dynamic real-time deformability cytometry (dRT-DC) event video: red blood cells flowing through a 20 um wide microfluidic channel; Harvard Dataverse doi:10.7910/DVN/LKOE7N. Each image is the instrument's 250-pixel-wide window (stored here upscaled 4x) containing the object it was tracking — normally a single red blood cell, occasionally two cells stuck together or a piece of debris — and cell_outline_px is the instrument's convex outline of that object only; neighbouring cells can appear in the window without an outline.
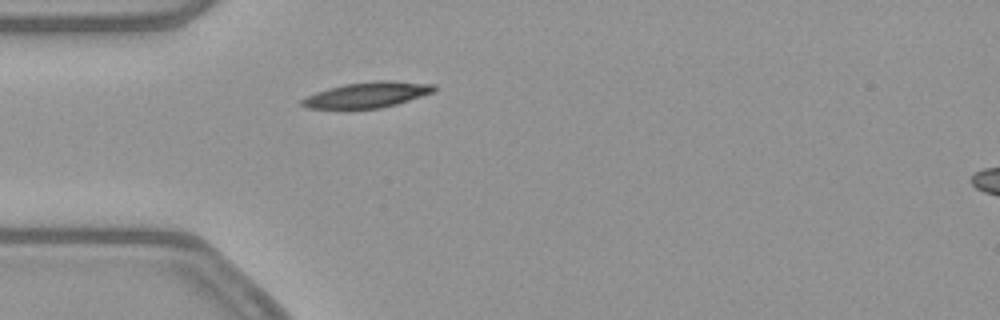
{"species": "common noctule bat (a hibernating species)", "species_latin": "Nyctalus noctula", "temperature_condition": "warm", "stored_images_in_passage": 41, "camera_frame_rate_fps": 3000, "um_per_image_px": 0.085, "animal": {"sex": "female", "body_mass_g": 21.9}, "frame": {"image": 1, "passage_image": 3, "time_ms": 0.667, "image_size_px": [1000, 320], "cell_outline_px": [[436, 88], [432, 92], [396, 104], [380, 108], [344, 112], [304, 108], [300, 104], [300, 100], [316, 92], [328, 88], [344, 84], [372, 80], [396, 80], [436, 84]], "centroid_in_image_um": [31.1, 8.1], "position_along_channel_um": 53.9, "area_um2": 20.81}}
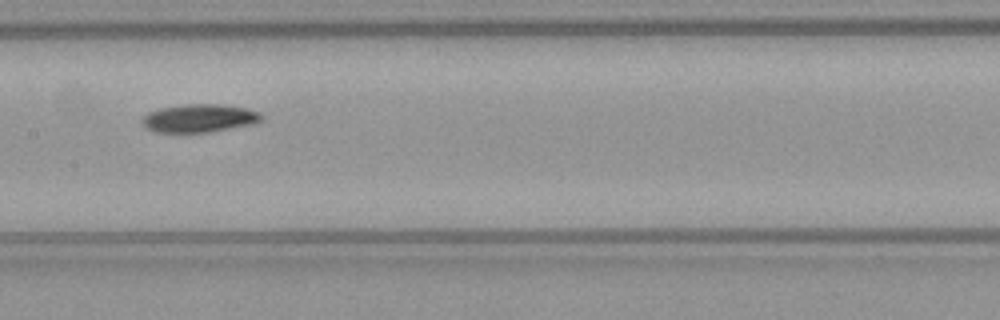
{"frame": {"image": 2, "passage_image": 14, "time_ms": 4.333, "image_size_px": [1000, 320], "cell_outline_px": [[264, 116], [260, 120], [252, 124], [208, 132], [156, 132], [144, 128], [140, 120], [148, 112], [160, 108], [188, 104], [216, 104], [248, 108], [260, 112]], "centroid_in_image_um": [16.91, 10.05], "position_along_channel_um": 190.5, "area_um2": 19.54}}
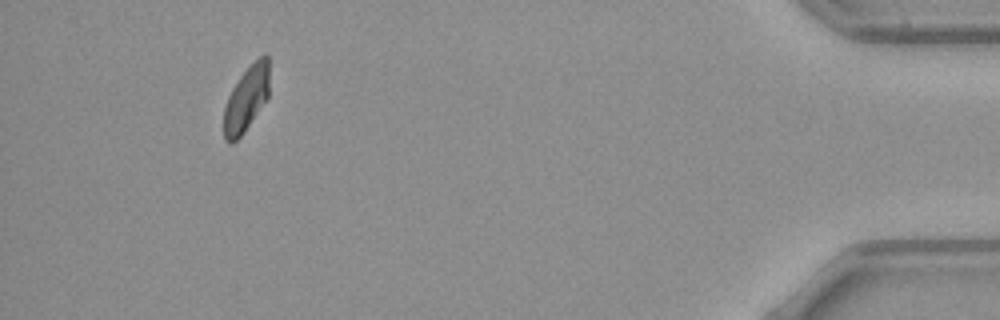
{"frame": {"image": 3, "passage_image": 37, "time_ms": 12.0, "image_size_px": [1000, 320], "cell_outline_px": [[268, 96], [244, 132], [232, 144], [228, 144], [224, 140], [224, 108], [228, 96], [232, 88], [240, 76], [264, 52], [268, 56]], "centroid_in_image_um": [20.91, 8.42], "position_along_channel_um": 414.3, "area_um2": 16.99}, "authors_computed_cell_mechanics": {"area_um2": 18.9006, "velocity_mm_per_s": 3.8595, "shape_relaxation_time_tau1_ms": 10.4677, "shape_relaxation_time_tau2_ms": null, "deformation_change_tau1": 0.2332, "deformation_change_tau2": null}}